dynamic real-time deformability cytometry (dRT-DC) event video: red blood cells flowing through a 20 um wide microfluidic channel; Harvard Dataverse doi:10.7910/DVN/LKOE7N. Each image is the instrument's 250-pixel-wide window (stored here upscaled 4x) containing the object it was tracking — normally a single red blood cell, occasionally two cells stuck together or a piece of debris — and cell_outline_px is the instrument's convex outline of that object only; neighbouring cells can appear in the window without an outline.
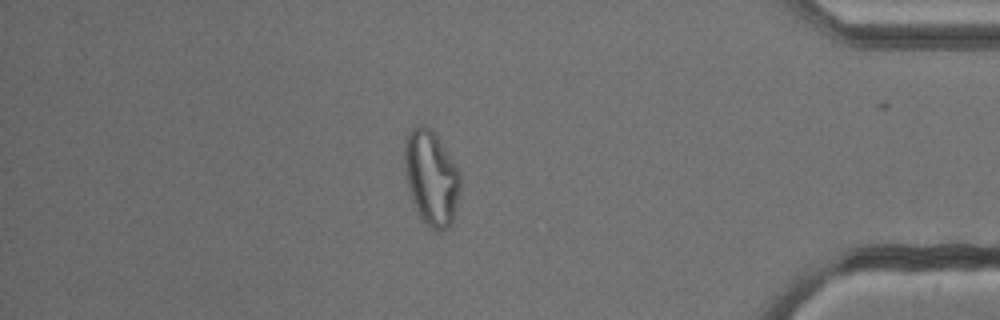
{"species": "common noctule bat (a hibernating species)", "species_latin": "Nyctalus noctula", "temperature_condition": "cold", "stored_images_in_passage": 53, "camera_frame_rate_fps": 3000, "um_per_image_px": 0.085, "animal": {"sex": "male", "body_mass_g": 13.3}, "frame": {"image": 1, "passage_image": 46, "time_ms": 15.0, "image_size_px": [1000, 320], "cell_outline_px": [[460, 188], [452, 224], [448, 228], [432, 228], [420, 216], [412, 200], [404, 172], [404, 148], [408, 132], [416, 124], [424, 124], [436, 132], [460, 172]], "centroid_in_image_um": [36.65, 15.02], "position_along_channel_um": 398.5, "area_um2": 30.75}}